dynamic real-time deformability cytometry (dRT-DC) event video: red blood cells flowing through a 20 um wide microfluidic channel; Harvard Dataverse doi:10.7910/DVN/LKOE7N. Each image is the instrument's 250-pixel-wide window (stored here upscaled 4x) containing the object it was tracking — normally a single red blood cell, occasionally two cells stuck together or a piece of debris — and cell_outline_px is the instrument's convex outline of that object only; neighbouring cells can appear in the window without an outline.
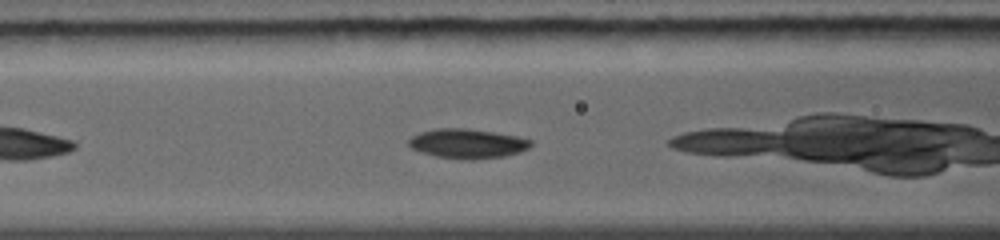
{"species": "common noctule bat (a hibernating species)", "species_latin": "Nyctalus noctula", "temperature_condition": "warm", "stored_images_in_passage": 9, "camera_frame_rate_fps": 5000, "um_per_image_px": 0.085, "animal": {"sex": "female", "body_mass_g": 19.0, "forearm_length_mm": 56.7}, "frame": {"image": 1, "passage_image": 3, "time_ms": 1.2, "image_size_px": [1000, 240], "cell_outline_px": [[532, 144], [528, 148], [516, 152], [500, 156], [472, 160], [440, 156], [424, 152], [412, 148], [408, 144], [408, 140], [412, 136], [420, 132], [436, 128], [464, 128], [492, 132], [512, 136], [528, 140]], "centroid_in_image_um": [39.66, 12.19], "position_along_channel_um": 126.9, "area_um2": 20.17}}